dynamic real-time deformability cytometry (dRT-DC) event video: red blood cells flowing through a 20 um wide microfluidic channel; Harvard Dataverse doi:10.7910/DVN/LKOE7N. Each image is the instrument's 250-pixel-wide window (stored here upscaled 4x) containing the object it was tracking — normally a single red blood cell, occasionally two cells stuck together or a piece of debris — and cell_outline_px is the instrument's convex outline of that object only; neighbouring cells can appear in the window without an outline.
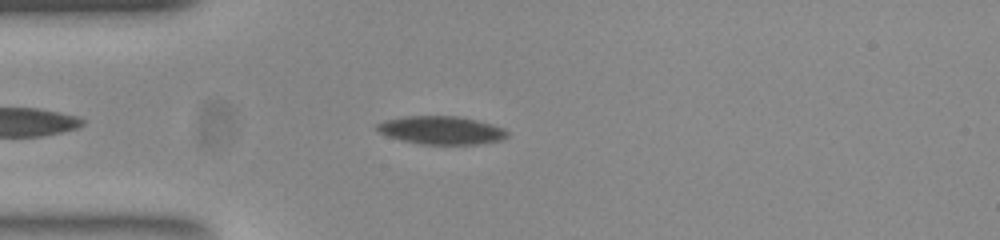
{"species": "common noctule bat (a hibernating species)", "species_latin": "Nyctalus noctula", "temperature_condition": "room temperature", "stored_images_in_passage": 45, "camera_frame_rate_fps": 3000, "um_per_image_px": 0.085, "animal": {"sex": "female", "body_mass_g": 23.0, "forearm_length_mm": 53.4}, "frame": {"image": 1, "passage_image": 6, "time_ms": 1.667, "image_size_px": [1000, 240], "cell_outline_px": [[508, 136], [504, 140], [476, 144], [420, 144], [388, 136], [380, 132], [376, 128], [376, 124], [384, 120], [404, 116], [456, 116], [476, 120], [492, 124], [504, 128], [508, 132]], "centroid_in_image_um": [37.54, 11.06], "position_along_channel_um": 47.5, "area_um2": 21.33}}
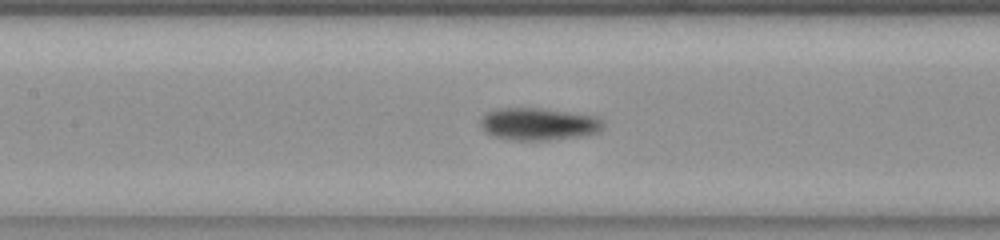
{"frame": {"image": 2, "passage_image": 16, "time_ms": 5.0, "image_size_px": [1000, 240], "cell_outline_px": [[604, 124], [600, 132], [580, 136], [548, 140], [512, 140], [492, 136], [484, 132], [480, 124], [480, 120], [484, 112], [496, 108], [540, 108], [596, 116]], "centroid_in_image_um": [45.71, 10.54], "position_along_channel_um": 161.7, "area_um2": 23.29}}
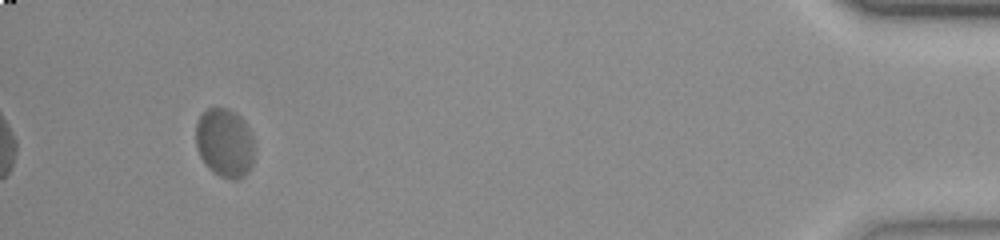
{"frame": {"image": 3, "passage_image": 42, "time_ms": 13.667, "image_size_px": [1000, 240], "cell_outline_px": [[256, 152], [252, 164], [248, 172], [244, 176], [236, 180], [228, 180], [212, 172], [204, 164], [196, 148], [196, 124], [200, 116], [208, 108], [228, 108], [236, 112], [244, 120], [252, 136]], "centroid_in_image_um": [19.12, 12.17], "position_along_channel_um": 416.1, "area_um2": 24.04}, "authors_computed_cell_mechanics": {"area_um2": 22.4842, "velocity_mm_per_s": 3.8044, "shape_relaxation_time_tau1_ms": 7.7429, "shape_relaxation_time_tau2_ms": null, "deformation_change_tau1": 0.189, "deformation_change_tau2": null}}